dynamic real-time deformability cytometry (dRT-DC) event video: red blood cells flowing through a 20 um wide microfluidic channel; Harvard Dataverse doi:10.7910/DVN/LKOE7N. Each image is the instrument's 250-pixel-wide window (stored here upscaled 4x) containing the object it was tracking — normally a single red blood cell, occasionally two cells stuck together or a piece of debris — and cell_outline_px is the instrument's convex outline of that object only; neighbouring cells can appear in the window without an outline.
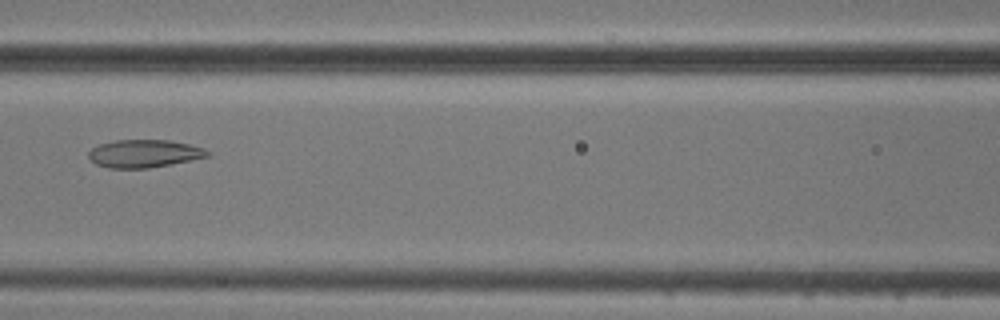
{"species": "common noctule bat (a hibernating species)", "species_latin": "Nyctalus noctula", "temperature_condition": "cold", "stored_images_in_passage": 7, "camera_frame_rate_fps": 3000, "um_per_image_px": 0.085, "animal": {"sex": "male", "body_mass_g": 20.5, "forearm_length_mm": 52.5}, "frame": {"image": 1, "passage_image": 7, "time_ms": 7.333, "image_size_px": [1000, 320], "cell_outline_px": [[212, 156], [192, 160], [148, 168], [108, 168], [96, 164], [88, 156], [88, 152], [92, 148], [100, 144], [116, 140], [168, 140], [188, 144], [204, 148], [212, 152]], "centroid_in_image_um": [12.29, 13.05], "position_along_channel_um": 154.3, "area_um2": 19.31}}